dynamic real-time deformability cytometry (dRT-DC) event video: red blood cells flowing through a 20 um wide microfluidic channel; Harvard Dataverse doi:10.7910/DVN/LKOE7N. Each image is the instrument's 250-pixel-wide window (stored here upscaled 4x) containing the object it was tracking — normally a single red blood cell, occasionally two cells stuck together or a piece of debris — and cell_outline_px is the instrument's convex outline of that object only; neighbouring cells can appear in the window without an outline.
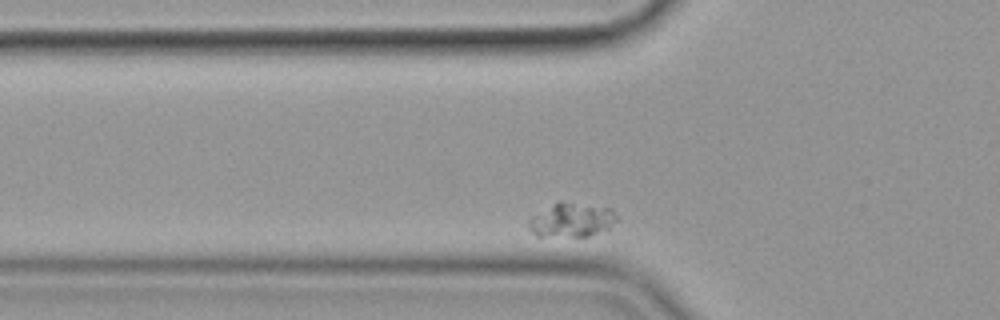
{"species": "common noctule bat (a hibernating species)", "species_latin": "Nyctalus noctula", "temperature_condition": "cold", "stored_images_in_passage": 42, "segment_of_instrument_passage": [2, 2], "camera_frame_rate_fps": 3000, "um_per_image_px": 0.085, "animal": {"sex": "female", "body_mass_g": 19.9}, "frame": {"image": 1, "passage_image": 10, "time_ms": 3.0, "image_size_px": [1000, 320], "cell_outline_px": [[616, 220], [608, 228], [588, 236], [536, 236], [528, 228], [528, 220], [532, 216], [560, 200], [612, 208], [616, 212]], "centroid_in_image_um": [48.57, 18.68], "position_along_channel_um": 77.2, "area_um2": 17.46}}
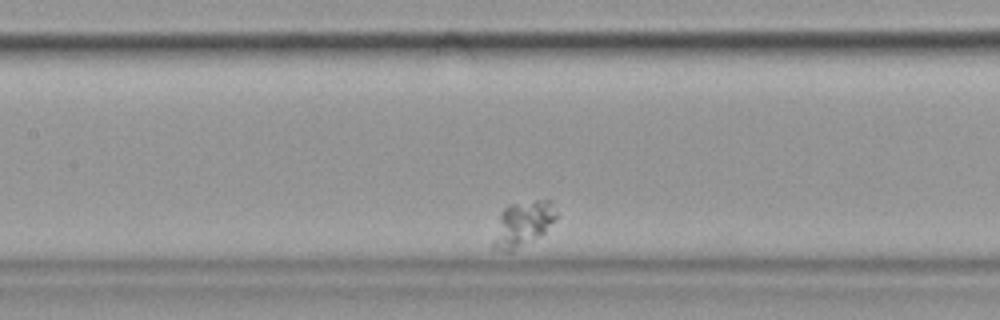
{"frame": {"image": 2, "passage_image": 19, "time_ms": 6.0, "image_size_px": [1000, 320], "cell_outline_px": [[556, 216], [544, 232], [540, 236], [512, 252], [504, 252], [492, 248], [492, 240], [500, 212], [508, 204], [536, 200], [552, 200], [556, 212]], "centroid_in_image_um": [44.39, 19.04], "position_along_channel_um": 163.0, "area_um2": 16.76}}
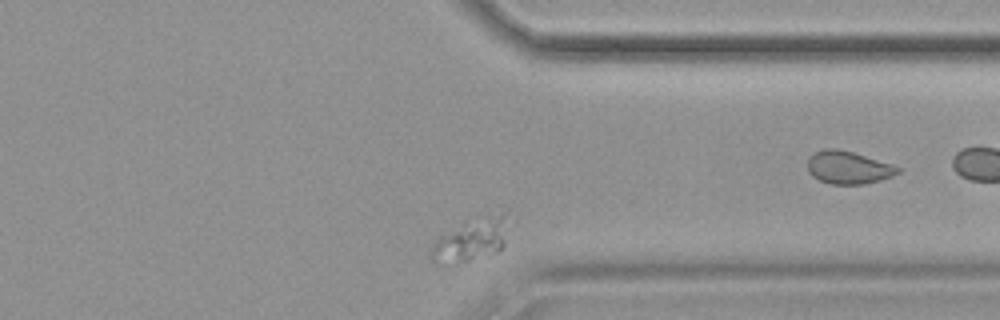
{"frame": {"image": 3, "passage_image": 40, "time_ms": 13.0, "image_size_px": [1000, 320], "cell_outline_px": [[508, 212], [504, 244], [500, 252], [456, 264], [452, 264], [432, 260], [432, 248], [436, 240], [464, 224], [504, 208], [508, 208]], "centroid_in_image_um": [40.19, 20.36], "position_along_channel_um": 371.2, "area_um2": 18.84}}